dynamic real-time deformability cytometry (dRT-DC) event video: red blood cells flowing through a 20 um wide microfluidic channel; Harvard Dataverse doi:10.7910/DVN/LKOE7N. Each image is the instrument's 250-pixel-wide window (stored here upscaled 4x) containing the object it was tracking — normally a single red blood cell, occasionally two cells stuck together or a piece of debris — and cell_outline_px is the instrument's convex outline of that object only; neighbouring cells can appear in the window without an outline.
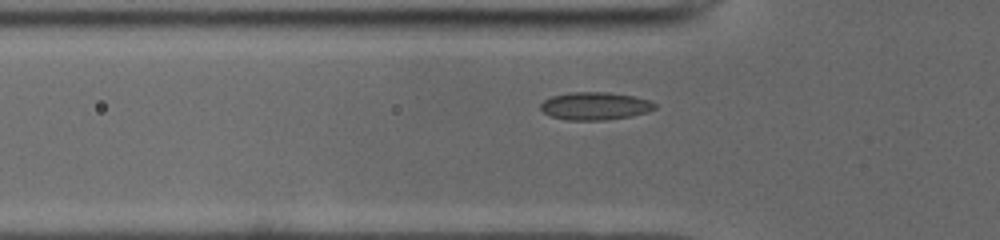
{"species": "common noctule bat (a hibernating species)", "species_latin": "Nyctalus noctula", "temperature_condition": "cold", "stored_images_in_passage": 36, "camera_frame_rate_fps": 3000, "um_per_image_px": 0.085, "animal": {"sex": "male", "body_mass_g": 19.0, "forearm_length_mm": 50.8}, "frame": {"image": 1, "passage_image": 5, "time_ms": 1.333, "image_size_px": [1000, 240], "cell_outline_px": [[656, 108], [648, 112], [632, 116], [604, 120], [568, 120], [552, 116], [544, 112], [540, 108], [540, 104], [544, 100], [552, 96], [572, 92], [608, 92], [632, 96], [648, 100], [656, 104]], "centroid_in_image_um": [50.58, 9.01], "position_along_channel_um": 75.2, "area_um2": 18.38}}
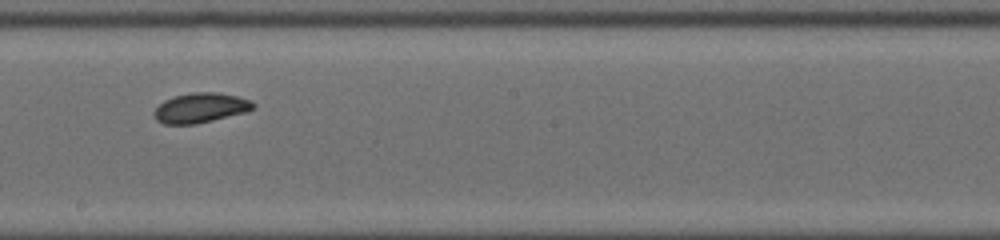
{"frame": {"image": 2, "passage_image": 17, "time_ms": 5.333, "image_size_px": [1000, 240], "cell_outline_px": [[256, 108], [244, 112], [196, 124], [164, 124], [156, 120], [152, 112], [164, 100], [172, 96], [192, 92], [216, 92], [236, 96], [248, 100], [256, 104]], "centroid_in_image_um": [17.0, 9.16], "position_along_channel_um": 231.2, "area_um2": 17.17}}
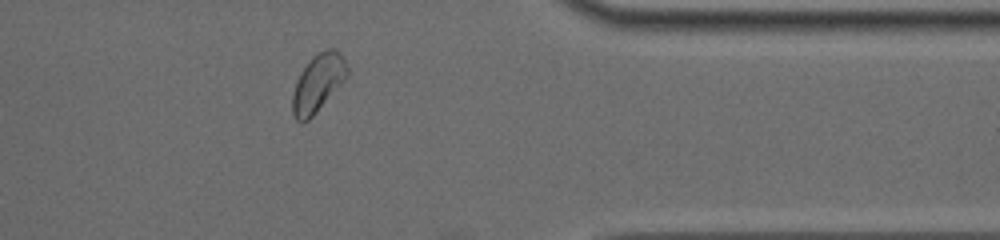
{"frame": {"image": 3, "passage_image": 30, "time_ms": 9.667, "image_size_px": [1000, 240], "cell_outline_px": [[348, 76], [316, 112], [308, 120], [300, 124], [292, 116], [292, 92], [296, 80], [300, 72], [312, 56], [316, 52], [328, 48], [336, 48], [340, 52], [348, 68]], "centroid_in_image_um": [27.0, 7.04], "position_along_channel_um": 384.4, "area_um2": 18.61}, "authors_computed_cell_mechanics": {"area_um2": 17.5134, "velocity_mm_per_s": 3.9079, "shape_relaxation_time_tau1_ms": 2.339, "shape_relaxation_time_tau2_ms": 6.9636, "deformation_change_tau1": 0.054, "deformation_change_tau2": 0.0795}}